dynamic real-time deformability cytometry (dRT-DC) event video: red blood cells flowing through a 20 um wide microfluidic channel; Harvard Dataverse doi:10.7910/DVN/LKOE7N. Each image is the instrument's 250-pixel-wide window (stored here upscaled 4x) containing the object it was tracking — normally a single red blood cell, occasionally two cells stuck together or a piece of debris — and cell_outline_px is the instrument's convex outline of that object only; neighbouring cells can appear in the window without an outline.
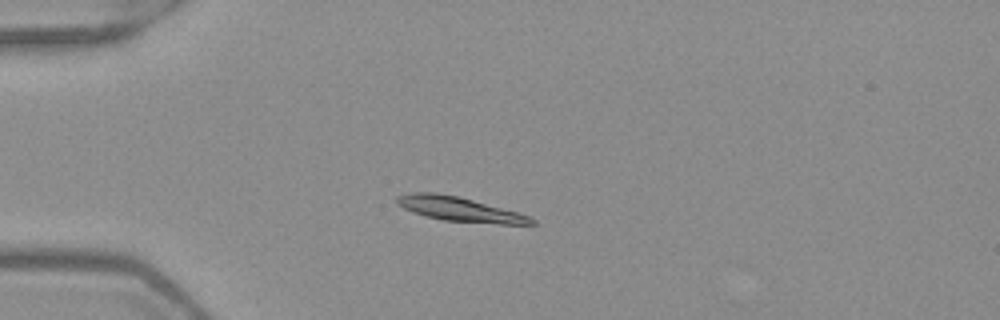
{"species": "Egyptian fruit bat (a non-hibernating species)", "species_latin": "Rousettus aegyptiacus", "temperature_condition": "warm", "stored_images_in_passage": 51, "camera_frame_rate_fps": 3000, "um_per_image_px": 0.085, "frame": {"image": 1, "passage_image": 13, "time_ms": 4.0, "image_size_px": [1000, 320], "cell_outline_px": [[536, 224], [500, 224], [444, 220], [412, 212], [396, 204], [396, 196], [412, 192], [436, 192], [460, 196], [516, 212], [528, 216], [536, 220]], "centroid_in_image_um": [39.03, 17.76], "position_along_channel_um": 46.0, "area_um2": 19.02}}
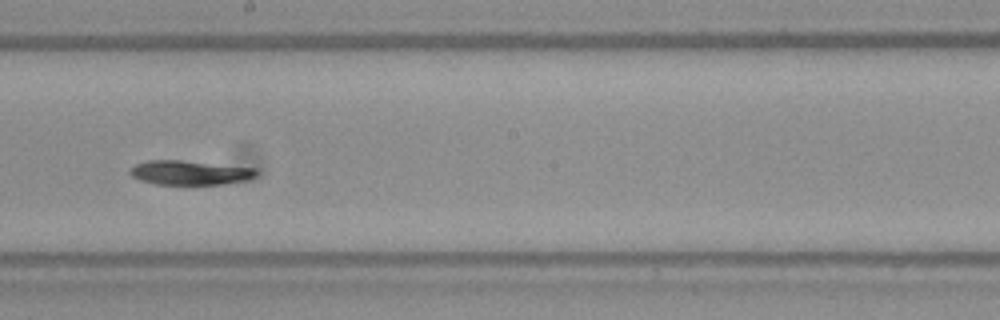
{"frame": {"image": 2, "passage_image": 29, "time_ms": 9.333, "image_size_px": [1000, 320], "cell_outline_px": [[256, 176], [248, 180], [224, 184], [156, 184], [140, 180], [132, 176], [128, 172], [128, 168], [136, 164], [148, 160], [180, 160], [256, 168]], "centroid_in_image_um": [16.11, 14.67], "position_along_channel_um": 232.1, "area_um2": 17.92}}
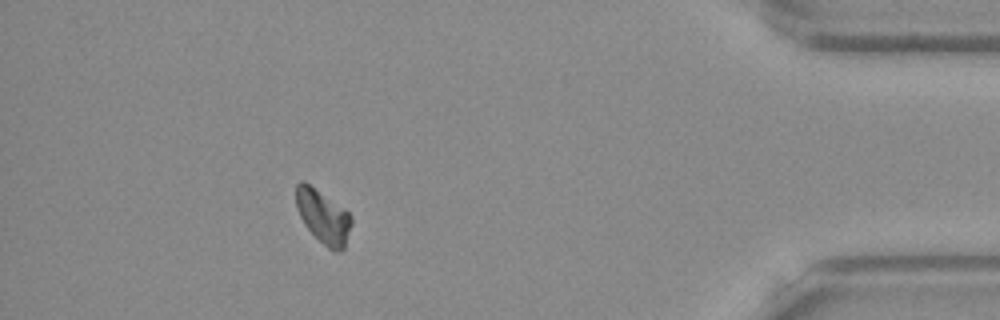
{"frame": {"image": 3, "passage_image": 46, "time_ms": 15.0, "image_size_px": [1000, 320], "cell_outline_px": [[352, 224], [344, 248], [340, 252], [332, 252], [304, 224], [296, 208], [296, 184], [300, 180], [304, 180], [344, 208], [352, 216]], "centroid_in_image_um": [27.47, 18.4], "position_along_channel_um": 407.7, "area_um2": 17.28}, "authors_computed_cell_mechanics": {"area_um2": 18.6116, "velocity_mm_per_s": 3.9375, "shape_relaxation_time_tau1_ms": 7.4704, "shape_relaxation_time_tau2_ms": null, "deformation_change_tau1": 0.1575, "deformation_change_tau2": null}}